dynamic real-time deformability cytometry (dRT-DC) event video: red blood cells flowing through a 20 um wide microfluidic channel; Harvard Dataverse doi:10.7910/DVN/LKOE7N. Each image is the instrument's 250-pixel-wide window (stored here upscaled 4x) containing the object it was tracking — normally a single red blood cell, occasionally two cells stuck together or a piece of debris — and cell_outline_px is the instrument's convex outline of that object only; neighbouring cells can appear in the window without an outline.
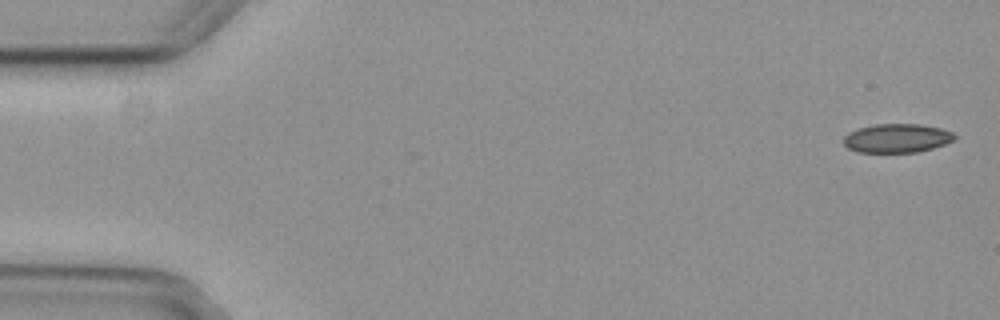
{"species": "common noctule bat (a hibernating species)", "species_latin": "Nyctalus noctula", "temperature_condition": "cold", "stored_images_in_passage": 5, "camera_frame_rate_fps": 3000, "um_per_image_px": 0.085, "animal": {"sex": "female", "body_mass_g": 29.2, "forearm_length_mm": 56.3}, "frame": {"image": 1, "passage_image": 1, "time_ms": 0.0, "image_size_px": [1000, 320], "cell_outline_px": [[956, 136], [952, 140], [944, 144], [932, 148], [916, 152], [856, 152], [848, 148], [844, 144], [844, 136], [848, 132], [856, 128], [876, 124], [920, 124], [940, 128], [952, 132]], "centroid_in_image_um": [76.19, 11.74], "position_along_channel_um": 8.8, "area_um2": 18.61}}
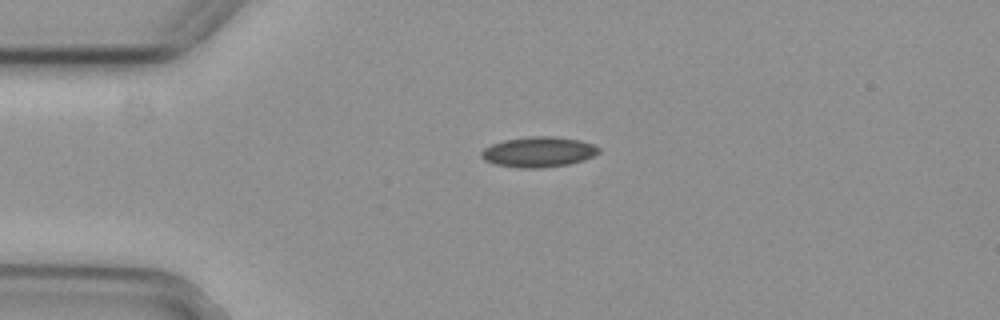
{"frame": {"image": 2, "passage_image": 4, "time_ms": 1.0, "image_size_px": [1000, 320], "cell_outline_px": [[600, 152], [584, 160], [568, 164], [544, 168], [520, 168], [496, 164], [484, 160], [480, 156], [480, 152], [484, 148], [492, 144], [504, 140], [532, 136], [556, 136], [580, 140], [592, 144], [600, 148]], "centroid_in_image_um": [45.77, 12.91], "position_along_channel_um": 39.2, "area_um2": 20.81}}